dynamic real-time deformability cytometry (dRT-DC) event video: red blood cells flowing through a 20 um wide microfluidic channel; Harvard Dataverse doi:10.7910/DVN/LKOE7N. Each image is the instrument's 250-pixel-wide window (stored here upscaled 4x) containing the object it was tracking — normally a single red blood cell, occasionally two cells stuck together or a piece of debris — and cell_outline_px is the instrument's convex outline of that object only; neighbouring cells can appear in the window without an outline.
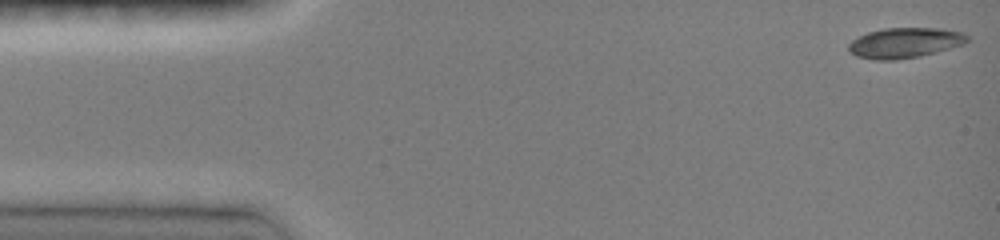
{"species": "common noctule bat (a hibernating species)", "species_latin": "Nyctalus noctula", "temperature_condition": "room temperature", "stored_images_in_passage": 45, "camera_frame_rate_fps": 3000, "um_per_image_px": 0.085, "animal": {"sex": "female", "body_mass_g": 19.0, "forearm_length_mm": 51.5}, "frame": {"image": 1, "passage_image": 1, "time_ms": 0.0, "image_size_px": [1000, 240], "cell_outline_px": [[968, 40], [964, 44], [936, 52], [920, 56], [896, 60], [876, 60], [856, 56], [848, 52], [848, 44], [852, 40], [868, 32], [884, 28], [940, 28], [964, 32], [968, 36]], "centroid_in_image_um": [76.9, 3.64], "position_along_channel_um": 8.1, "area_um2": 21.04}}
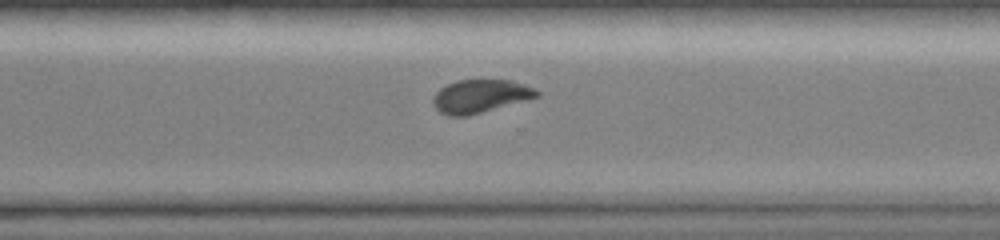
{"frame": {"image": 2, "passage_image": 33, "time_ms": 10.667, "image_size_px": [1000, 240], "cell_outline_px": [[540, 96], [528, 100], [468, 116], [448, 116], [440, 112], [432, 104], [432, 100], [436, 92], [440, 88], [456, 80], [512, 80], [536, 88], [540, 92]], "centroid_in_image_um": [40.85, 8.18], "position_along_channel_um": 329.8, "area_um2": 20.29}}
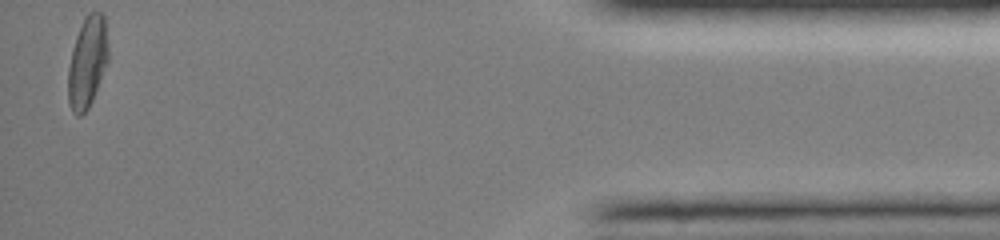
{"frame": {"image": 3, "passage_image": 45, "time_ms": 14.667, "image_size_px": [1000, 240], "cell_outline_px": [[108, 60], [92, 100], [88, 108], [80, 116], [76, 116], [72, 112], [68, 100], [68, 68], [72, 48], [76, 36], [88, 12], [100, 12], [104, 16], [108, 48]], "centroid_in_image_um": [7.41, 5.3], "position_along_channel_um": 427.8, "area_um2": 21.1}, "authors_computed_cell_mechanics": {"area_um2": 20.9814, "velocity_mm_per_s": 4.1104, "shape_relaxation_time_tau1_ms": 4.6866, "shape_relaxation_time_tau2_ms": 4.0994, "deformation_change_tau1": 0.1419, "deformation_change_tau2": 0.0492}}